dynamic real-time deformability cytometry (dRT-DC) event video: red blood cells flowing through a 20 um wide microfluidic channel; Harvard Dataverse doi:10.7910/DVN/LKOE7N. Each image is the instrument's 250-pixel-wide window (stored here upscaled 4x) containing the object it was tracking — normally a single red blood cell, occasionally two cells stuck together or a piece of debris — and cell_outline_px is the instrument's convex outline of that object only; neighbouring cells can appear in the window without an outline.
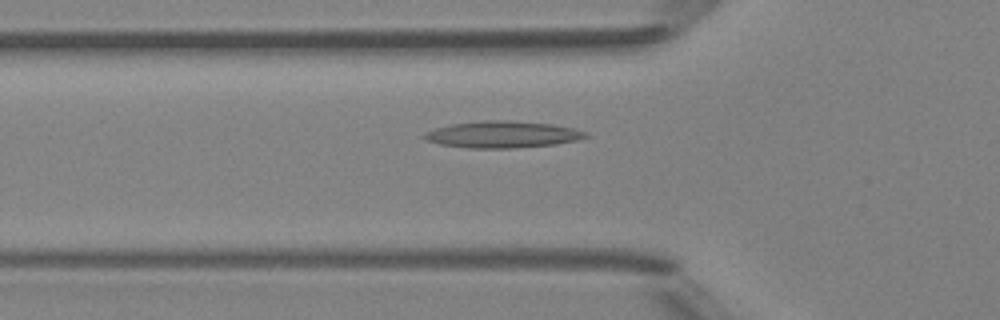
{"species": "Egyptian fruit bat (a non-hibernating species)", "species_latin": "Rousettus aegyptiacus", "temperature_condition": "room temperature", "stored_images_in_passage": 49, "camera_frame_rate_fps": 3000, "um_per_image_px": 0.085, "animal": {"sex": "female"}, "frame": {"image": 1, "passage_image": 17, "time_ms": 5.333, "image_size_px": [1000, 320], "cell_outline_px": [[588, 136], [576, 140], [556, 144], [512, 148], [468, 148], [440, 144], [428, 140], [420, 136], [424, 132], [436, 128], [452, 124], [484, 120], [508, 120], [552, 124], [572, 128], [588, 132]], "centroid_in_image_um": [42.69, 11.43], "position_along_channel_um": 83.1, "area_um2": 25.03}}
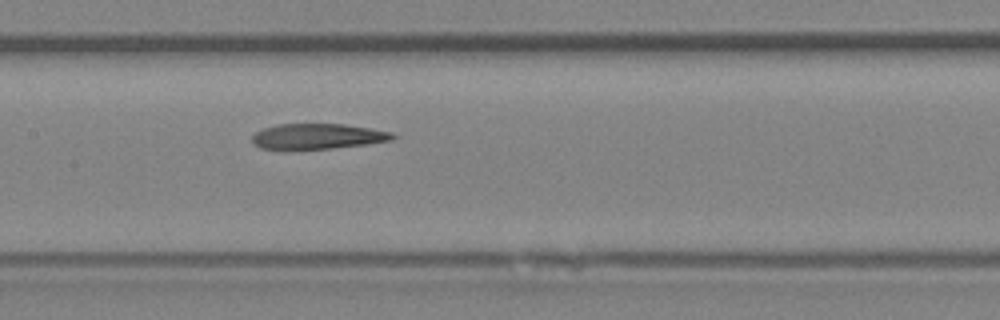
{"frame": {"image": 2, "passage_image": 24, "time_ms": 7.667, "image_size_px": [1000, 320], "cell_outline_px": [[396, 136], [392, 140], [364, 144], [332, 148], [288, 152], [280, 152], [260, 148], [252, 144], [252, 136], [256, 132], [264, 128], [276, 124], [344, 124], [392, 132]], "centroid_in_image_um": [26.87, 11.63], "position_along_channel_um": 180.5, "area_um2": 21.56}}
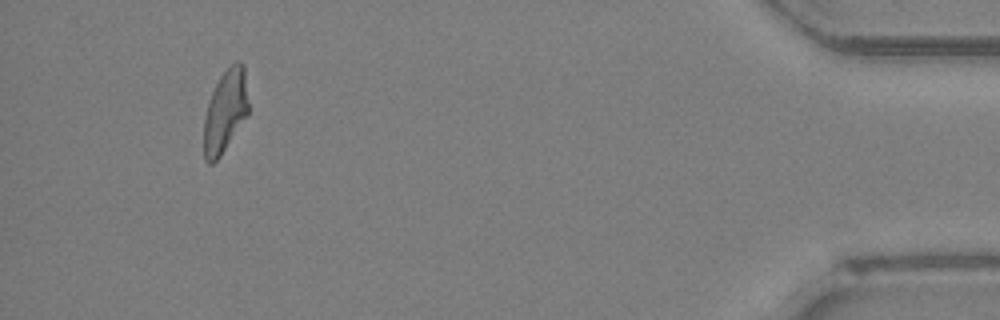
{"frame": {"image": 3, "passage_image": 46, "time_ms": 15.0, "image_size_px": [1000, 320], "cell_outline_px": [[248, 116], [220, 156], [212, 164], [208, 164], [204, 160], [204, 120], [208, 100], [220, 76], [236, 60], [240, 60], [244, 64], [248, 104]], "centroid_in_image_um": [19.15, 9.46], "position_along_channel_um": 416.1, "area_um2": 21.56}, "authors_computed_cell_mechanics": {"area_um2": 22.3686, "velocity_mm_per_s": 4.1778, "shape_relaxation_time_tau1_ms": null, "shape_relaxation_time_tau2_ms": 8.43, "deformation_change_tau1": null, "deformation_change_tau2": 0.2378}}